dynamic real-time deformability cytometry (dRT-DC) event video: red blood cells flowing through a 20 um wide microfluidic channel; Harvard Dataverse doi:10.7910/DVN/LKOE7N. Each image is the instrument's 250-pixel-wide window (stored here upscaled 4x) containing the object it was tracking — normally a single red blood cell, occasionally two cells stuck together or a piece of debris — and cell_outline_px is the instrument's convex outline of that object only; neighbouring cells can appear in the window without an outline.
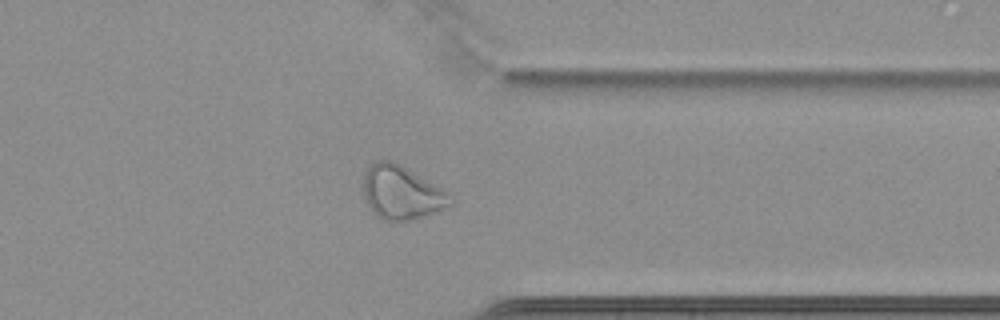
{"species": "common noctule bat (a hibernating species)", "species_latin": "Nyctalus noctula", "temperature_condition": "cold", "stored_images_in_passage": 43, "camera_frame_rate_fps": 3000, "um_per_image_px": 0.085, "animal": {"sex": "female", "body_mass_g": 22.7, "forearm_length_mm": 54.2}, "frame": {"image": 1, "passage_image": 31, "time_ms": 10.0, "image_size_px": [1000, 320], "cell_outline_px": [[456, 200], [452, 204], [436, 212], [412, 220], [384, 220], [376, 216], [372, 212], [364, 196], [364, 172], [372, 160], [392, 160], [400, 164], [448, 192]], "centroid_in_image_um": [34.13, 16.36], "position_along_channel_um": 377.3, "area_um2": 27.28}, "authors_computed_cell_mechanics": {"area_um2": 23.12, "velocity_mm_per_s": 3.4442, "shape_relaxation_time_tau1_ms": null, "shape_relaxation_time_tau2_ms": 3.0488, "deformation_change_tau1": null, "deformation_change_tau2": 0.0956}}